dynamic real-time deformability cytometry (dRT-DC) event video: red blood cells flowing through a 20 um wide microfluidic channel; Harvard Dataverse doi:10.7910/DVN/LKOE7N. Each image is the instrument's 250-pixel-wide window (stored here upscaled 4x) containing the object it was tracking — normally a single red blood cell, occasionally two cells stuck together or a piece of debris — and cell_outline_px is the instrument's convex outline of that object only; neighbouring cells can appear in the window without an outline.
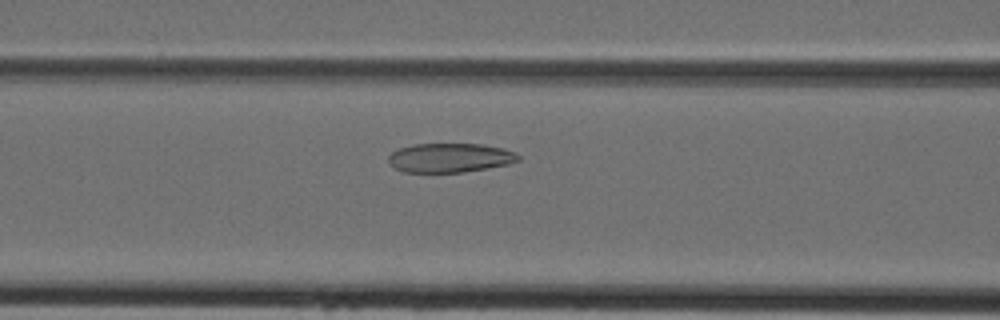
{"species": "Egyptian fruit bat (a non-hibernating species)", "species_latin": "Rousettus aegyptiacus", "temperature_condition": "cold", "stored_images_in_passage": 28, "camera_frame_rate_fps": 3000, "um_per_image_px": 0.085, "animal": {"sex": "female"}, "frame": {"image": 1, "passage_image": 5, "time_ms": 1.333, "image_size_px": [1000, 320], "cell_outline_px": [[520, 160], [508, 164], [488, 168], [460, 172], [404, 172], [388, 164], [388, 156], [392, 152], [400, 148], [412, 144], [484, 144], [504, 148], [516, 152], [520, 156]], "centroid_in_image_um": [38.26, 13.4], "position_along_channel_um": 128.3, "area_um2": 22.2}}
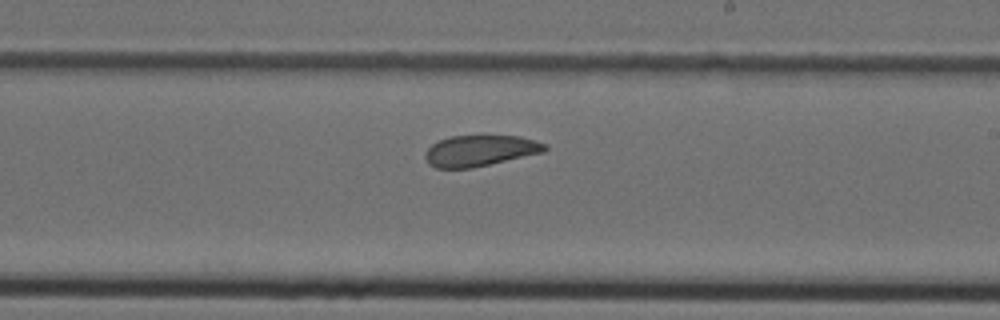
{"frame": {"image": 2, "passage_image": 13, "time_ms": 4.0, "image_size_px": [1000, 320], "cell_outline_px": [[548, 148], [544, 152], [472, 168], [436, 168], [428, 164], [424, 156], [424, 152], [432, 144], [440, 140], [452, 136], [520, 136], [536, 140], [548, 144]], "centroid_in_image_um": [40.81, 12.81], "position_along_channel_um": 248.2, "area_um2": 21.68}}
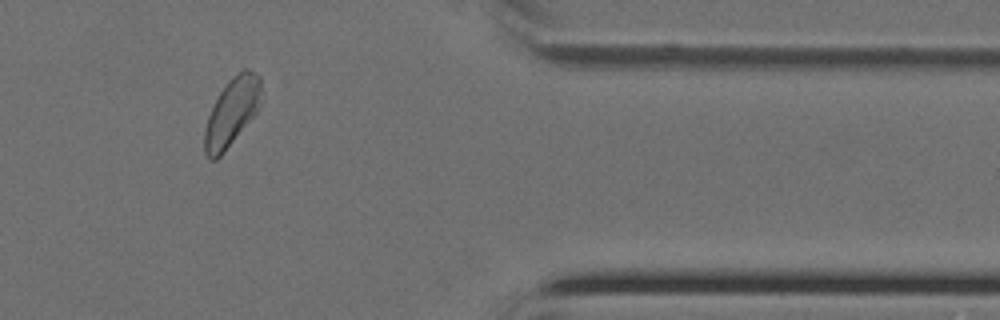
{"frame": {"image": 3, "passage_image": 24, "time_ms": 7.667, "image_size_px": [1000, 320], "cell_outline_px": [[260, 88], [256, 112], [224, 152], [216, 160], [208, 160], [204, 152], [204, 128], [208, 116], [220, 92], [228, 80], [232, 76], [244, 68], [248, 68], [256, 72], [260, 76]], "centroid_in_image_um": [19.66, 9.53], "position_along_channel_um": 391.7, "area_um2": 22.02}}